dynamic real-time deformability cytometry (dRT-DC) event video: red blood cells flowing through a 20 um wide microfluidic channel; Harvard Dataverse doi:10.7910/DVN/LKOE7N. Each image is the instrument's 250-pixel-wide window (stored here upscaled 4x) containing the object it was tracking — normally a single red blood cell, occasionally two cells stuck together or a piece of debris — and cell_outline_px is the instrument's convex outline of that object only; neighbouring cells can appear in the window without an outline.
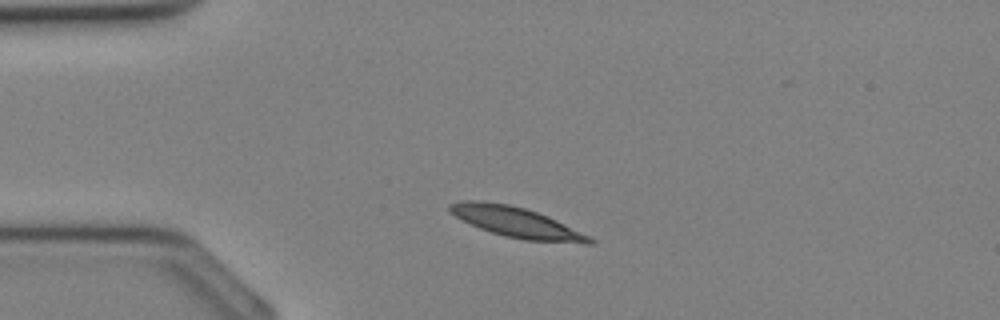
{"species": "Egyptian fruit bat (a non-hibernating species)", "species_latin": "Rousettus aegyptiacus", "temperature_condition": "cold", "stored_images_in_passage": 31, "camera_frame_rate_fps": 3000, "um_per_image_px": 0.085, "animal": {"sex": "female"}, "frame": {"image": 1, "passage_image": 4, "time_ms": 1.0, "image_size_px": [1000, 320], "cell_outline_px": [[596, 244], [584, 244], [524, 240], [504, 236], [480, 228], [448, 212], [448, 204], [460, 200], [480, 200], [508, 204], [524, 208], [548, 216], [596, 240]], "centroid_in_image_um": [43.89, 18.89], "position_along_channel_um": 41.1, "area_um2": 24.62}}
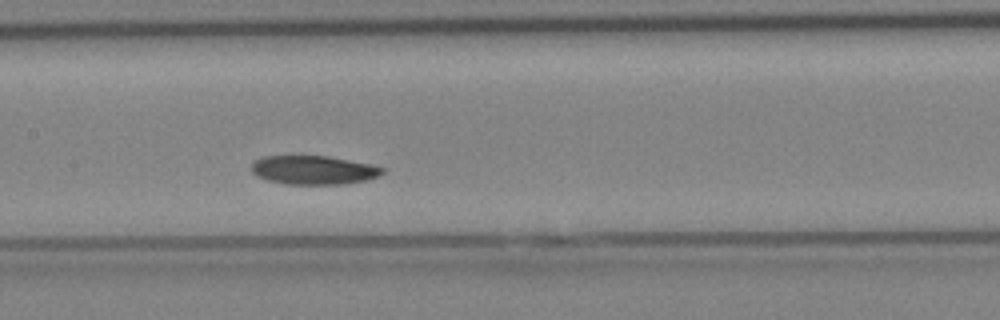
{"frame": {"image": 2, "passage_image": 13, "time_ms": 4.0, "image_size_px": [1000, 320], "cell_outline_px": [[384, 172], [380, 176], [364, 180], [344, 184], [284, 184], [268, 180], [256, 176], [252, 172], [252, 164], [256, 160], [264, 156], [328, 156], [372, 164], [384, 168]], "centroid_in_image_um": [26.67, 14.45], "position_along_channel_um": 180.7, "area_um2": 21.96}}
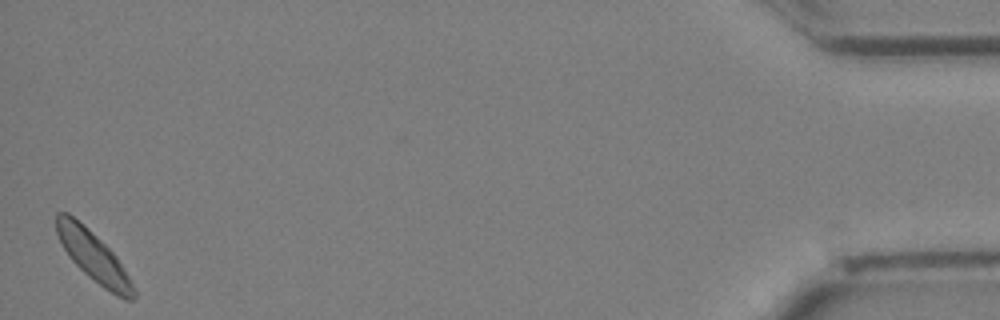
{"frame": {"image": 3, "passage_image": 31, "time_ms": 10.0, "image_size_px": [1000, 320], "cell_outline_px": [[136, 296], [132, 300], [124, 300], [116, 296], [104, 288], [88, 276], [68, 256], [56, 232], [56, 212], [68, 212], [96, 236], [116, 256], [136, 288]], "centroid_in_image_um": [7.97, 21.84], "position_along_channel_um": 427.2, "area_um2": 22.14}}